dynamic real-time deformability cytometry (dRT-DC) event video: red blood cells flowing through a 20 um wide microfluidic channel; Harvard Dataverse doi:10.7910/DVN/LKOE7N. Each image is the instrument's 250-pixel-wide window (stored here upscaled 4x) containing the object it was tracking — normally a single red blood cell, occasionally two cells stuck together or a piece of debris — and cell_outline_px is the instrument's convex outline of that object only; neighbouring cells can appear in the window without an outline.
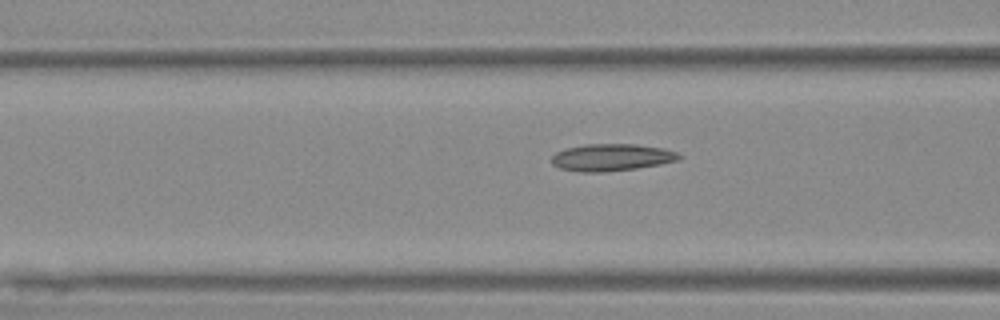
{"species": "Egyptian fruit bat (a non-hibernating species)", "species_latin": "Rousettus aegyptiacus", "temperature_condition": "warm", "stored_images_in_passage": 20, "camera_frame_rate_fps": 3000, "um_per_image_px": 0.085, "animal": {"sex": "female"}, "frame": {"image": 1, "passage_image": 17, "time_ms": 5.333, "image_size_px": [1000, 320], "cell_outline_px": [[684, 156], [680, 160], [660, 164], [636, 168], [604, 172], [580, 172], [560, 168], [552, 164], [552, 156], [556, 152], [564, 148], [584, 144], [636, 144], [664, 148], [676, 152]], "centroid_in_image_um": [52.0, 13.37], "position_along_channel_um": 114.6, "area_um2": 20.29}}